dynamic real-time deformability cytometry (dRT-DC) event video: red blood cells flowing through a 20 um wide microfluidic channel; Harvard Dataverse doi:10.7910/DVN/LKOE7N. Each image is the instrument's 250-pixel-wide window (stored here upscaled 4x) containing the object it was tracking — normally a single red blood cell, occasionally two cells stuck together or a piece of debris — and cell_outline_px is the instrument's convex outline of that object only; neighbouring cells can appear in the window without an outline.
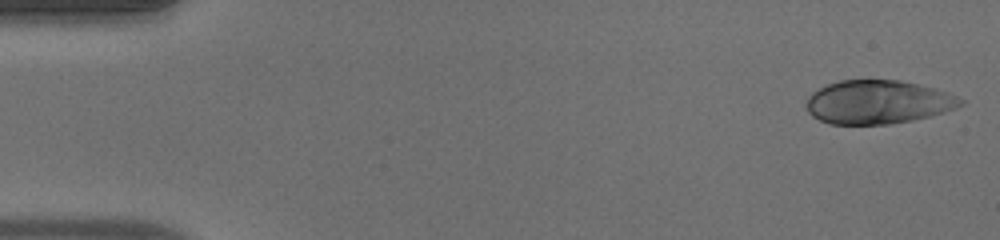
{"species": "human", "species_latin": "Homo sapiens", "temperature_condition": "warm", "stored_images_in_passage": 50, "camera_frame_rate_fps": 3000, "um_per_image_px": 0.085, "donor": {"sex": "male"}, "frame": {"image": 1, "passage_image": 1, "time_ms": 0.0, "image_size_px": [1000, 240], "cell_outline_px": [[964, 104], [956, 108], [944, 112], [912, 120], [888, 124], [828, 124], [812, 116], [808, 112], [804, 104], [808, 96], [812, 92], [828, 84], [840, 80], [900, 80], [948, 92], [964, 100]], "centroid_in_image_um": [74.59, 8.68], "position_along_channel_um": 10.4, "area_um2": 39.19}}
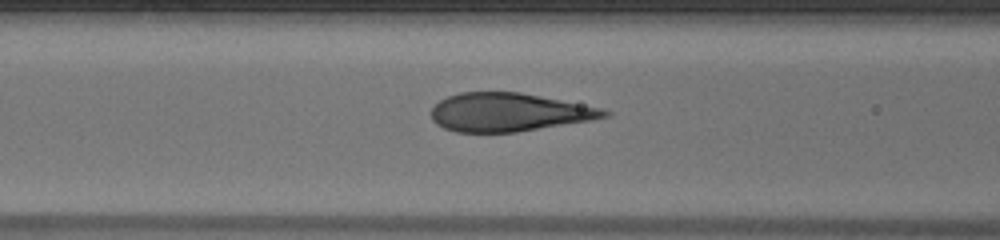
{"frame": {"image": 2, "passage_image": 20, "time_ms": 6.333, "image_size_px": [1000, 240], "cell_outline_px": [[612, 112], [608, 116], [592, 120], [516, 132], [456, 132], [444, 128], [436, 124], [432, 120], [432, 108], [440, 100], [448, 96], [460, 92], [520, 92], [600, 108]], "centroid_in_image_um": [43.21, 9.54], "position_along_channel_um": 123.4, "area_um2": 38.38}}
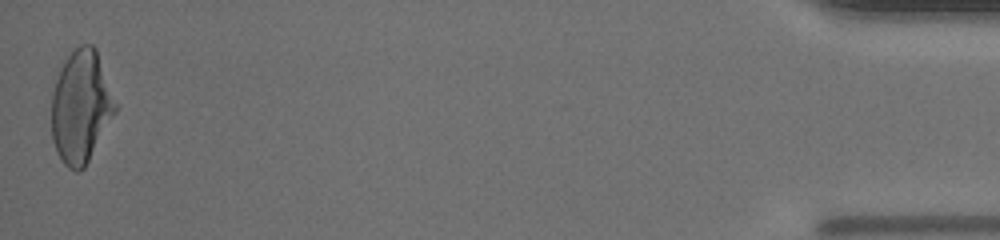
{"frame": {"image": 3, "passage_image": 50, "time_ms": 16.333, "image_size_px": [1000, 240], "cell_outline_px": [[116, 112], [84, 168], [76, 172], [68, 168], [64, 164], [56, 152], [52, 140], [52, 92], [56, 80], [64, 60], [80, 44], [92, 44], [96, 48], [116, 104]], "centroid_in_image_um": [6.87, 9.09], "position_along_channel_um": 428.3, "area_um2": 41.5}, "authors_computed_cell_mechanics": {"area_um2": 40.171, "velocity_mm_per_s": 3.99, "shape_relaxation_time_tau1_ms": 6.1801, "shape_relaxation_time_tau2_ms": null, "deformation_change_tau1": 0.2594, "deformation_change_tau2": null}}